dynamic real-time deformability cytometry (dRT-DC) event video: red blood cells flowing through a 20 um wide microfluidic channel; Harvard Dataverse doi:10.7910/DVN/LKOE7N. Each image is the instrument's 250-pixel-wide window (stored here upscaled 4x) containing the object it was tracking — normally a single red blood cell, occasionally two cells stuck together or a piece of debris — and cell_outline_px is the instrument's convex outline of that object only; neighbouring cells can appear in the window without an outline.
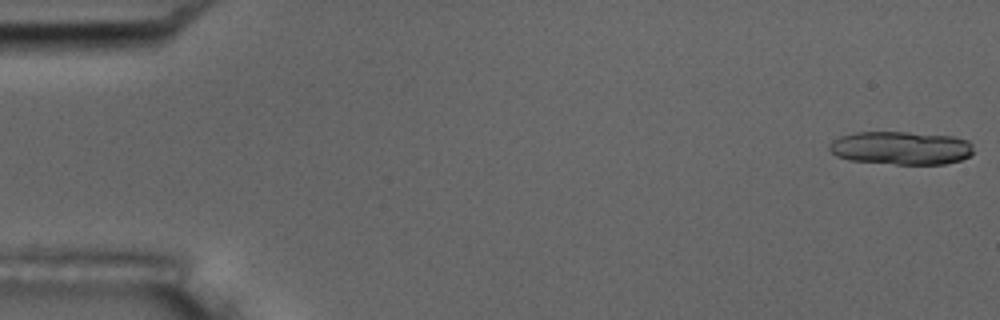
{"species": "common noctule bat (a hibernating species)", "species_latin": "Nyctalus noctula", "temperature_condition": "room temperature", "stored_images_in_passage": 16, "camera_frame_rate_fps": 3000, "um_per_image_px": 0.085, "animal": {"sex": "male", "body_mass_g": 17.5, "forearm_length_mm": 52.3}, "frame": {"image": 1, "passage_image": 1, "time_ms": 0.0, "image_size_px": [1000, 320], "cell_outline_px": [[972, 152], [968, 156], [960, 160], [944, 164], [896, 164], [848, 160], [836, 156], [828, 148], [828, 144], [832, 140], [840, 136], [856, 132], [908, 132], [952, 136], [968, 140], [972, 144]], "centroid_in_image_um": [76.55, 12.57], "position_along_channel_um": 8.4, "area_um2": 28.03}}